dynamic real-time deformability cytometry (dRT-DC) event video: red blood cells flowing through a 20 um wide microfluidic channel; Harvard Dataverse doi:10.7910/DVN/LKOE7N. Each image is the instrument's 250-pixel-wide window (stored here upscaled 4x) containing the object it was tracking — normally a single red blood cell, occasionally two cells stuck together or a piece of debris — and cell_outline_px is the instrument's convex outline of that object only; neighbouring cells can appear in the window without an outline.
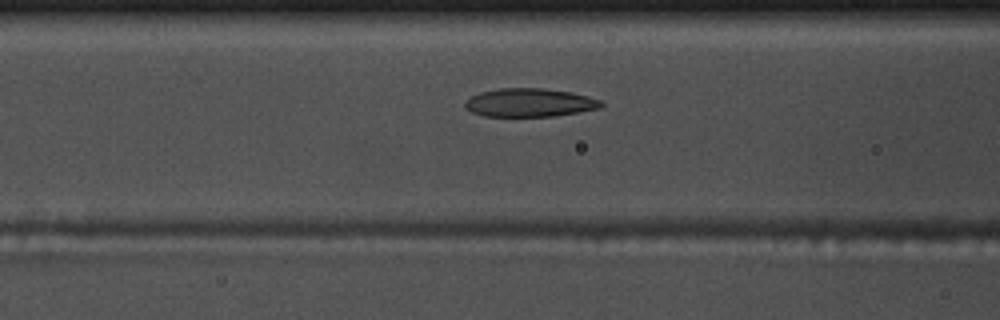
{"species": "common noctule bat (a hibernating species)", "species_latin": "Nyctalus noctula", "temperature_condition": "warm", "stored_images_in_passage": 37, "camera_frame_rate_fps": 3000, "um_per_image_px": 0.085, "animal": {"sex": "male", "body_mass_g": 17.5, "forearm_length_mm": 52.3}, "frame": {"image": 1, "passage_image": 8, "time_ms": 2.333, "image_size_px": [1000, 320], "cell_outline_px": [[604, 104], [600, 108], [552, 116], [484, 116], [472, 112], [464, 108], [464, 100], [480, 92], [500, 88], [544, 88], [572, 92], [588, 96], [600, 100]], "centroid_in_image_um": [44.98, 8.71], "position_along_channel_um": 121.6, "area_um2": 22.54}}
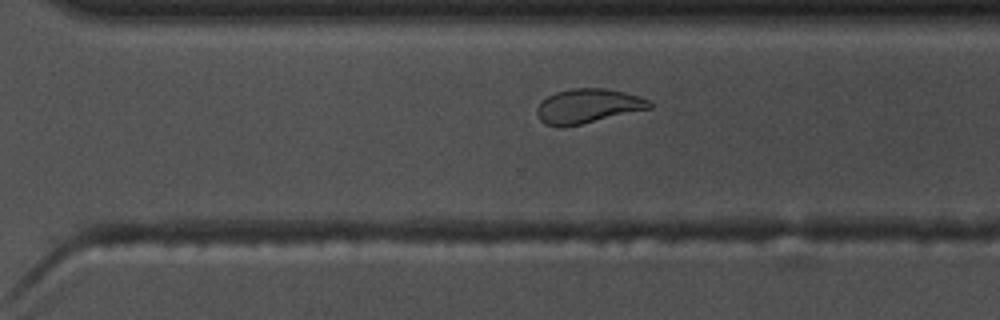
{"frame": {"image": 2, "passage_image": 24, "time_ms": 7.667, "image_size_px": [1000, 320], "cell_outline_px": [[652, 108], [580, 124], [560, 128], [544, 124], [540, 120], [536, 112], [536, 108], [548, 96], [556, 92], [572, 88], [604, 88], [624, 92], [640, 96], [648, 100], [652, 104]], "centroid_in_image_um": [49.96, 9.02], "position_along_channel_um": 320.6, "area_um2": 22.48}}
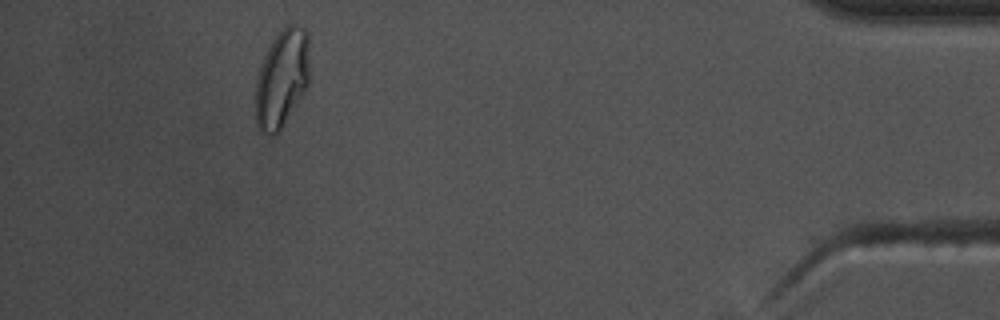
{"frame": {"image": 3, "passage_image": 36, "time_ms": 11.667, "image_size_px": [1000, 320], "cell_outline_px": [[308, 84], [304, 92], [280, 128], [272, 136], [260, 132], [256, 124], [256, 76], [260, 64], [272, 40], [288, 24], [300, 24], [308, 32]], "centroid_in_image_um": [23.94, 6.63], "position_along_channel_um": 411.3, "area_um2": 30.63}}